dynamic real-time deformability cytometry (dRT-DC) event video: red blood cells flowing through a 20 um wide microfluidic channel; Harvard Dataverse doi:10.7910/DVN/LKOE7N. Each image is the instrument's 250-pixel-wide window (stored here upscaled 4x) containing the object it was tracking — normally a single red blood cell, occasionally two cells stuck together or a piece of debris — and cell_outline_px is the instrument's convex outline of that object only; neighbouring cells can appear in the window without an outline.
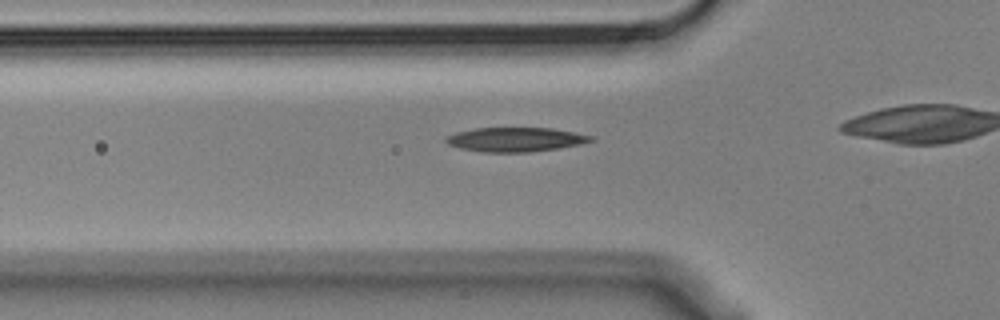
{"species": "Egyptian fruit bat (a non-hibernating species)", "species_latin": "Rousettus aegyptiacus", "temperature_condition": "cold", "stored_images_in_passage": 38, "camera_frame_rate_fps": 3000, "um_per_image_px": 0.085, "animal": {"sex": "male"}, "frame": {"image": 1, "passage_image": 13, "time_ms": 4.0, "image_size_px": [1000, 320], "cell_outline_px": [[596, 140], [580, 144], [560, 148], [528, 152], [484, 152], [460, 148], [448, 144], [444, 140], [448, 136], [456, 132], [476, 128], [552, 128], [596, 136]], "centroid_in_image_um": [43.87, 11.85], "position_along_channel_um": 81.9, "area_um2": 20.52}}
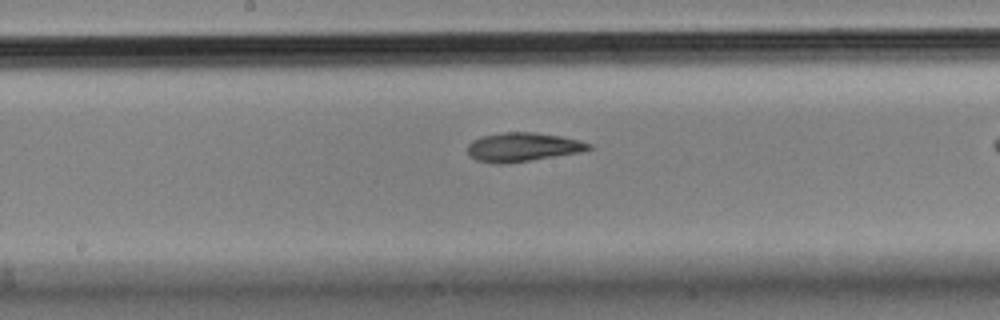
{"frame": {"image": 2, "passage_image": 23, "time_ms": 7.333, "image_size_px": [1000, 320], "cell_outline_px": [[592, 148], [580, 152], [528, 160], [500, 164], [476, 160], [468, 152], [468, 144], [472, 140], [480, 136], [504, 132], [532, 132], [560, 136], [580, 140], [592, 144]], "centroid_in_image_um": [44.43, 12.48], "position_along_channel_um": 203.8, "area_um2": 20.11}}
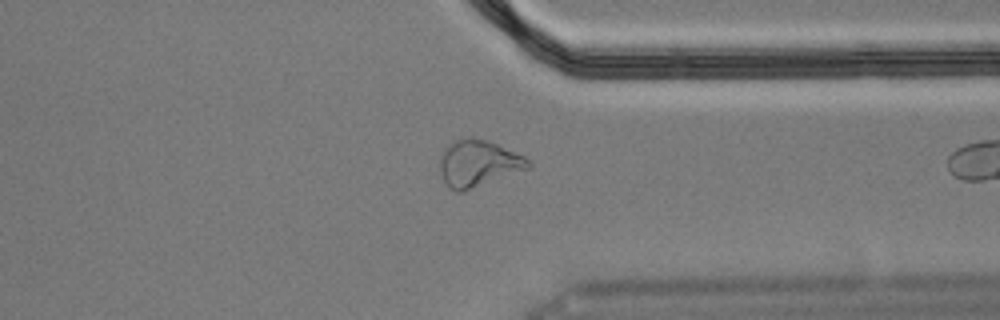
{"frame": {"image": 3, "passage_image": 37, "time_ms": 12.0, "image_size_px": [1000, 320], "cell_outline_px": [[532, 168], [464, 192], [456, 192], [448, 188], [440, 172], [440, 160], [444, 148], [452, 140], [460, 136], [472, 136], [488, 140], [524, 156], [532, 164]], "centroid_in_image_um": [40.65, 13.88], "position_along_channel_um": 370.8, "area_um2": 24.68}}